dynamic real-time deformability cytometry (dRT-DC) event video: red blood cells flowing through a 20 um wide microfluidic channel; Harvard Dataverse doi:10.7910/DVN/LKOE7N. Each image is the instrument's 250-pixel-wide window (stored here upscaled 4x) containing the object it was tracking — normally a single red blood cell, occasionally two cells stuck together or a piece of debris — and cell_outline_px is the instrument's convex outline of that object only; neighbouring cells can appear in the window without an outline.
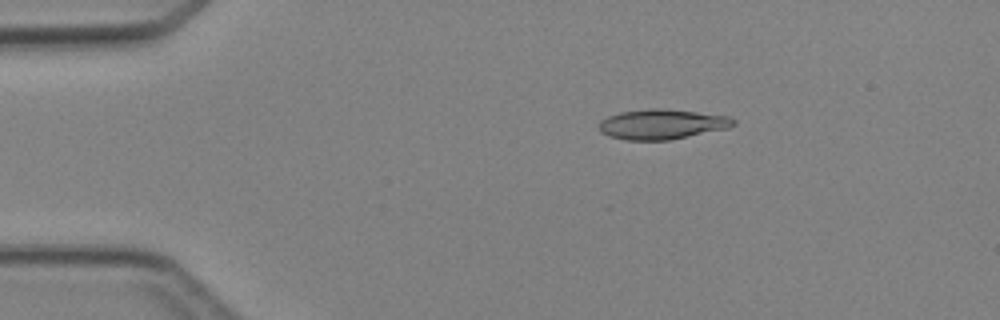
{"species": "Egyptian fruit bat (a non-hibernating species)", "species_latin": "Rousettus aegyptiacus", "temperature_condition": "cold", "stored_images_in_passage": 6, "camera_frame_rate_fps": 3000, "um_per_image_px": 0.085, "animal": {"sex": "female"}, "frame": {"image": 1, "passage_image": 3, "time_ms": 2.333, "image_size_px": [1000, 320], "cell_outline_px": [[736, 124], [728, 128], [668, 140], [624, 140], [608, 136], [600, 132], [600, 120], [608, 116], [620, 112], [652, 108], [664, 108], [728, 116], [736, 120]], "centroid_in_image_um": [56.25, 10.56], "position_along_channel_um": 28.8, "area_um2": 23.47}}
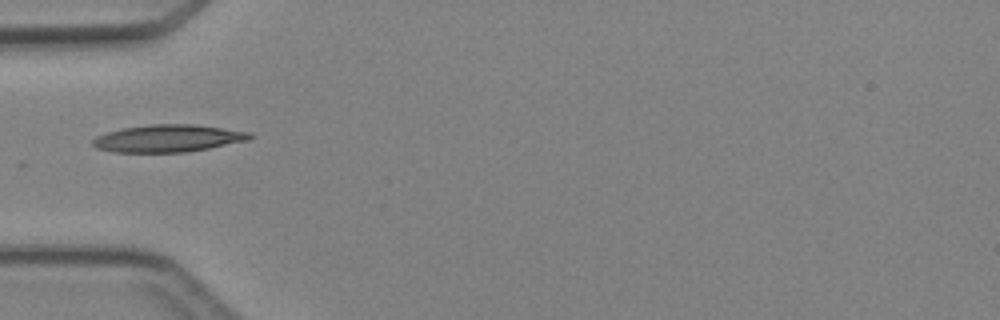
{"frame": {"image": 2, "passage_image": 5, "time_ms": 4.667, "image_size_px": [1000, 320], "cell_outline_px": [[256, 136], [252, 140], [188, 152], [112, 152], [96, 148], [92, 144], [92, 140], [96, 136], [108, 132], [124, 128], [152, 124], [196, 124], [252, 132]], "centroid_in_image_um": [14.37, 11.76], "position_along_channel_um": 70.6, "area_um2": 25.32}}
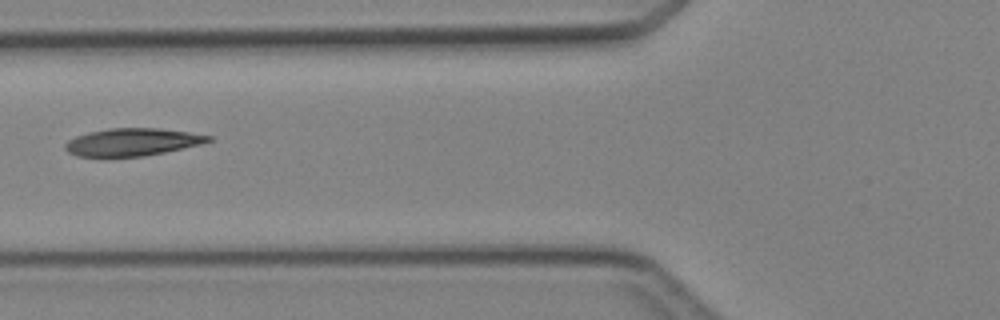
{"frame": {"image": 3, "passage_image": 6, "time_ms": 5.667, "image_size_px": [1000, 320], "cell_outline_px": [[212, 140], [200, 144], [164, 152], [144, 156], [76, 156], [68, 152], [64, 148], [64, 144], [68, 140], [76, 136], [88, 132], [108, 128], [160, 128], [188, 132], [212, 136]], "centroid_in_image_um": [11.21, 12.06], "position_along_channel_um": 114.6, "area_um2": 22.83}}